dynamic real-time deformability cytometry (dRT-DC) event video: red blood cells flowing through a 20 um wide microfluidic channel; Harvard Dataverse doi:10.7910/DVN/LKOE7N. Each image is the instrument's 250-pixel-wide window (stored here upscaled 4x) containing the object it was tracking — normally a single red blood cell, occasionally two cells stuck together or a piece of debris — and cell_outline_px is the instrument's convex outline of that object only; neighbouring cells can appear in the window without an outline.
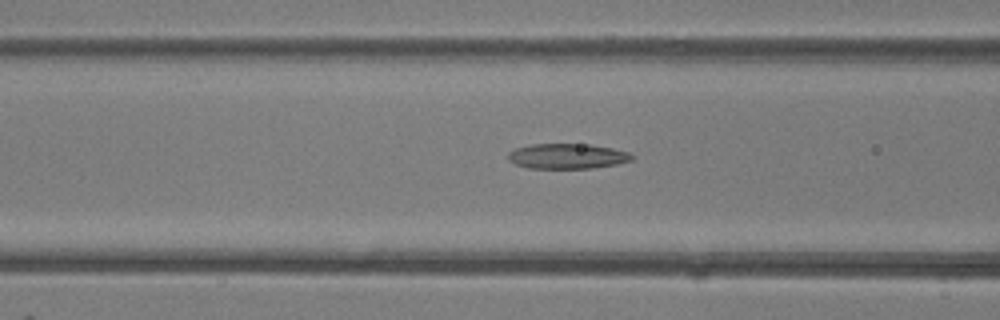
{"species": "common noctule bat (a hibernating species)", "species_latin": "Nyctalus noctula", "temperature_condition": "room temperature", "stored_images_in_passage": 8, "camera_frame_rate_fps": 3000, "um_per_image_px": 0.085, "animal": {"sex": "female"}, "frame": {"image": 1, "passage_image": 6, "time_ms": 1.667, "image_size_px": [1000, 320], "cell_outline_px": [[636, 156], [632, 160], [616, 164], [592, 168], [528, 168], [516, 164], [508, 160], [508, 152], [516, 148], [532, 144], [588, 144], [612, 148], [628, 152]], "centroid_in_image_um": [48.23, 13.27], "position_along_channel_um": 118.4, "area_um2": 18.15}}